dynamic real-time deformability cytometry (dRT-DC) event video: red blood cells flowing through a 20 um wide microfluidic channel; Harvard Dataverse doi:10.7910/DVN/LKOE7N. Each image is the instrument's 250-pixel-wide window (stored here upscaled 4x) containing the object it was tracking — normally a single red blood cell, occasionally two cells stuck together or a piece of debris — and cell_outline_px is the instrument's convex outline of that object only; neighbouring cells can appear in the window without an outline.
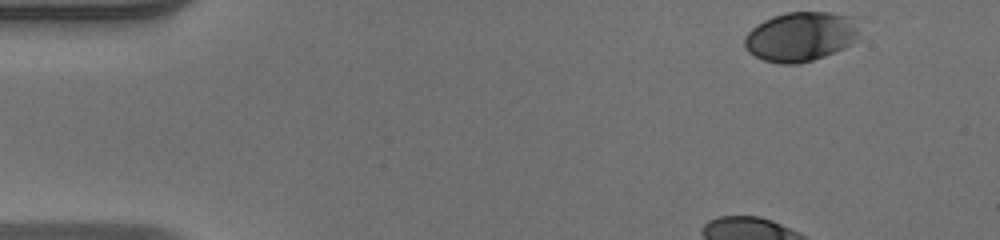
{"species": "human", "species_latin": "Homo sapiens", "temperature_condition": "warm", "stored_images_in_passage": 38, "camera_frame_rate_fps": 3000, "um_per_image_px": 0.085, "donor": {"sex": "male"}, "frame": {"image": 1, "passage_image": 1, "time_ms": 0.0, "image_size_px": [1000, 240], "cell_outline_px": [[856, 40], [852, 44], [844, 48], [824, 56], [800, 64], [780, 64], [764, 60], [748, 52], [744, 48], [744, 36], [756, 24], [772, 16], [788, 12], [828, 12], [856, 16]], "centroid_in_image_um": [68.04, 3.1], "position_along_channel_um": 17.0, "area_um2": 33.29}, "authors_computed_cell_mechanics": {"area_um2": 34.8534, "velocity_mm_per_s": 4.094, "shape_relaxation_time_tau1_ms": 2.1768, "shape_relaxation_time_tau2_ms": null, "deformation_change_tau1": 0.1429, "deformation_change_tau2": null}}